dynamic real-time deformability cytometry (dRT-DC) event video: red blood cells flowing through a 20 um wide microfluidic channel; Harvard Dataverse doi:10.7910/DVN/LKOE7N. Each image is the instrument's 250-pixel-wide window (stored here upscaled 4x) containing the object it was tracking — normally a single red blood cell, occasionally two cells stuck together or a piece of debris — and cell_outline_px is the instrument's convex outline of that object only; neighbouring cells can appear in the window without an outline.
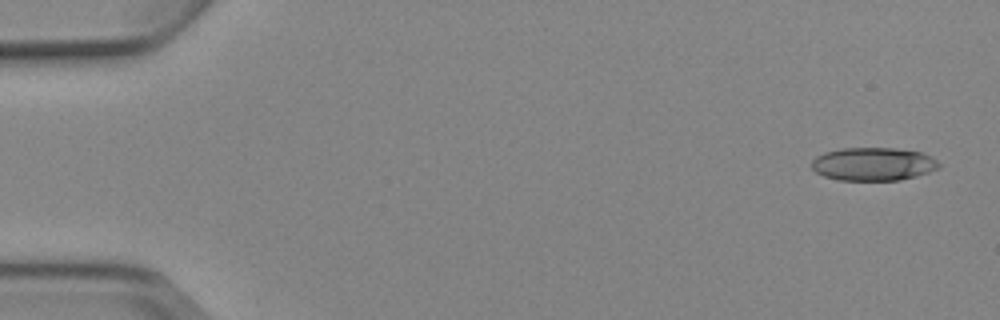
{"species": "Egyptian fruit bat (a non-hibernating species)", "species_latin": "Rousettus aegyptiacus", "temperature_condition": "cold", "stored_images_in_passage": 5, "camera_frame_rate_fps": 3000, "um_per_image_px": 0.085, "animal": {"sex": "female"}, "frame": {"image": 1, "passage_image": 1, "time_ms": 0.0, "image_size_px": [1000, 320], "cell_outline_px": [[940, 164], [936, 168], [928, 172], [916, 176], [900, 180], [840, 180], [824, 176], [816, 172], [812, 168], [812, 160], [816, 156], [824, 152], [844, 148], [896, 148], [920, 152], [932, 156]], "centroid_in_image_um": [74.21, 13.94], "position_along_channel_um": 10.8, "area_um2": 24.51}}
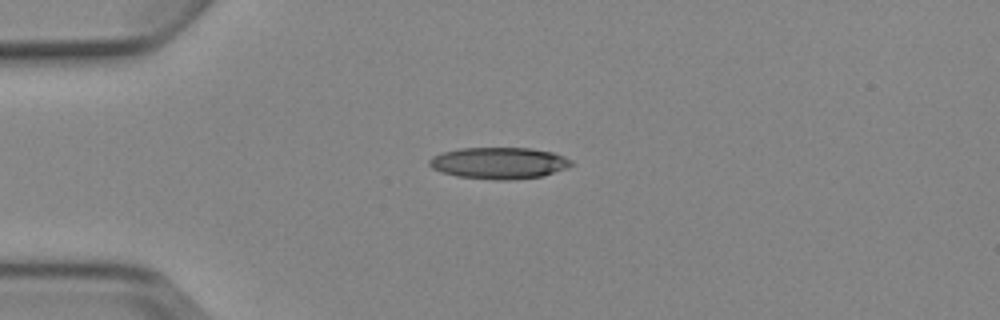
{"frame": {"image": 2, "passage_image": 4, "time_ms": 3.667, "image_size_px": [1000, 320], "cell_outline_px": [[572, 164], [568, 168], [544, 176], [508, 180], [496, 180], [456, 176], [440, 172], [432, 168], [428, 164], [428, 160], [432, 156], [444, 152], [460, 148], [532, 148], [552, 152], [564, 156], [572, 160]], "centroid_in_image_um": [42.42, 13.86], "position_along_channel_um": 42.6, "area_um2": 26.3}}